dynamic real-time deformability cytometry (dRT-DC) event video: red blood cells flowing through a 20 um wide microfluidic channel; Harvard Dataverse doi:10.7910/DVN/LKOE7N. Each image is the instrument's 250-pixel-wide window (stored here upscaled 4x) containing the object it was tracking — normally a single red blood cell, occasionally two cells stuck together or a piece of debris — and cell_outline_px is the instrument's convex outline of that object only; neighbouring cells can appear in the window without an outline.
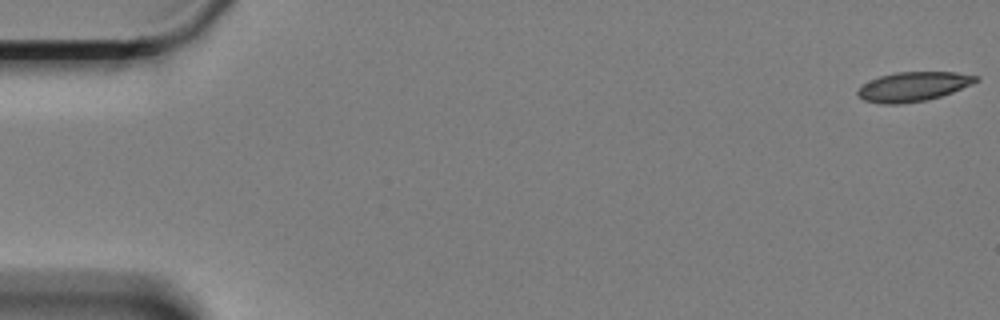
{"species": "Egyptian fruit bat (a non-hibernating species)", "species_latin": "Rousettus aegyptiacus", "temperature_condition": "cold", "stored_images_in_passage": 10, "camera_frame_rate_fps": 3000, "um_per_image_px": 0.085, "animal": {"sex": "female"}, "frame": {"image": 1, "passage_image": 1, "time_ms": 0.0, "image_size_px": [1000, 320], "cell_outline_px": [[980, 80], [972, 84], [952, 92], [940, 96], [924, 100], [896, 104], [884, 104], [864, 100], [856, 92], [864, 84], [880, 76], [896, 72], [956, 72], [980, 76]], "centroid_in_image_um": [77.67, 7.34], "position_along_channel_um": 7.3, "area_um2": 19.94}}